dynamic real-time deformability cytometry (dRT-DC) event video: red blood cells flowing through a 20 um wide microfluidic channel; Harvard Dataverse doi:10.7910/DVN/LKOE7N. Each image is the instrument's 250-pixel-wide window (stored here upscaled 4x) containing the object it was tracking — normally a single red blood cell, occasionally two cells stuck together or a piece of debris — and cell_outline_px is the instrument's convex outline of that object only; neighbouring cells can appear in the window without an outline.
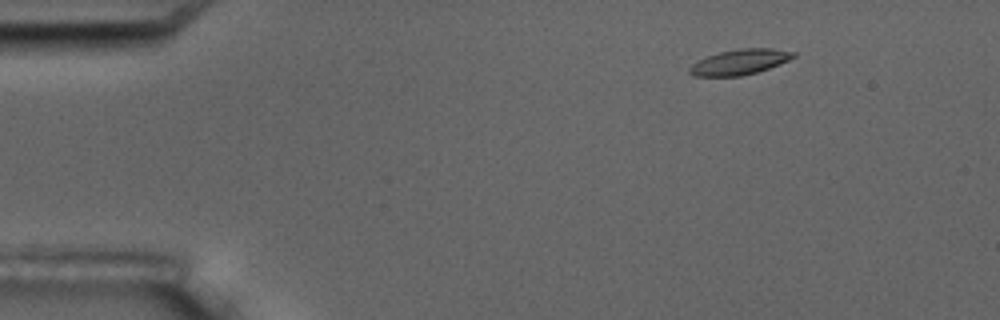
{"species": "common noctule bat (a hibernating species)", "species_latin": "Nyctalus noctula", "temperature_condition": "room temperature", "stored_images_in_passage": 10, "camera_frame_rate_fps": 3000, "um_per_image_px": 0.085, "animal": {"sex": "male", "body_mass_g": 17.5, "forearm_length_mm": 52.3}, "frame": {"image": 1, "passage_image": 1, "time_ms": 0.0, "image_size_px": [1000, 320], "cell_outline_px": [[796, 56], [780, 64], [756, 72], [740, 76], [692, 76], [688, 72], [688, 68], [696, 60], [720, 52], [740, 48], [772, 48], [796, 52]], "centroid_in_image_um": [62.85, 5.26], "position_along_channel_um": 22.1, "area_um2": 15.37}}
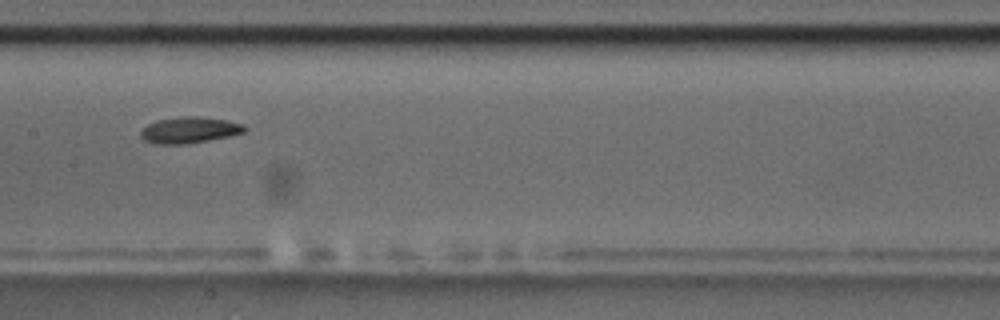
{"frame": {"image": 2, "passage_image": 7, "time_ms": 7.0, "image_size_px": [1000, 320], "cell_outline_px": [[248, 128], [244, 132], [228, 136], [208, 140], [184, 144], [156, 144], [144, 140], [140, 136], [140, 132], [148, 124], [156, 120], [180, 116], [196, 116], [224, 120], [244, 124]], "centroid_in_image_um": [16.08, 11.05], "position_along_channel_um": 191.3, "area_um2": 15.78}}
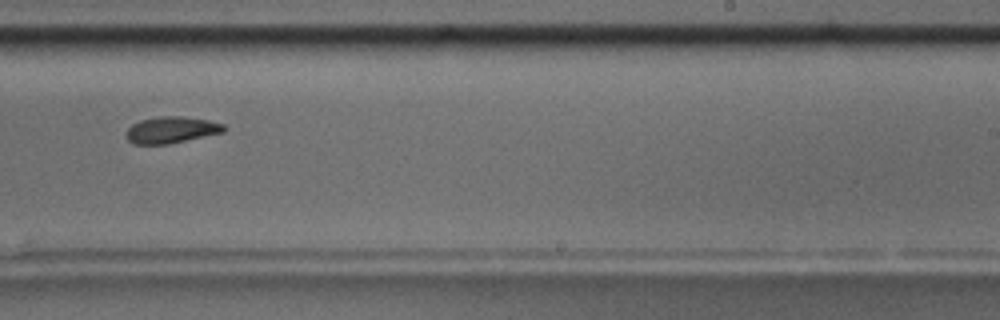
{"frame": {"image": 3, "passage_image": 9, "time_ms": 9.333, "image_size_px": [1000, 320], "cell_outline_px": [[228, 128], [224, 132], [168, 144], [132, 144], [128, 140], [128, 128], [132, 124], [140, 120], [156, 116], [184, 116], [208, 120], [224, 124]], "centroid_in_image_um": [14.59, 11.03], "position_along_channel_um": 274.4, "area_um2": 15.14}}